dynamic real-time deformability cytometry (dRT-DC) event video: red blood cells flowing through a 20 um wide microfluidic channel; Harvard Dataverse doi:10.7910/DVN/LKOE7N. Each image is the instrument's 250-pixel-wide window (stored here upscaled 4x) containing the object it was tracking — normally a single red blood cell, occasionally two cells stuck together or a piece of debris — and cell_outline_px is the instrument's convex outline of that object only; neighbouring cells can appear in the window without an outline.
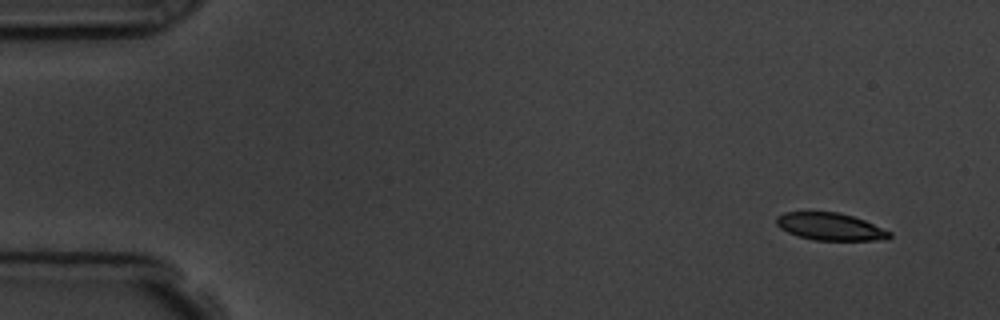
{"species": "common noctule bat (a hibernating species)", "species_latin": "Nyctalus noctula", "temperature_condition": "room temperature", "stored_images_in_passage": 4, "camera_frame_rate_fps": 3000, "um_per_image_px": 0.085, "animal": {"sex": "male", "body_mass_g": 19.5, "forearm_length_mm": 54.6}, "frame": {"image": 1, "passage_image": 1, "time_ms": 0.0, "image_size_px": [1000, 320], "cell_outline_px": [[892, 236], [888, 240], [816, 240], [796, 236], [780, 228], [776, 224], [776, 216], [784, 212], [836, 212], [852, 216], [864, 220], [892, 232]], "centroid_in_image_um": [70.57, 19.27], "position_along_channel_um": 14.4, "area_um2": 18.09}}
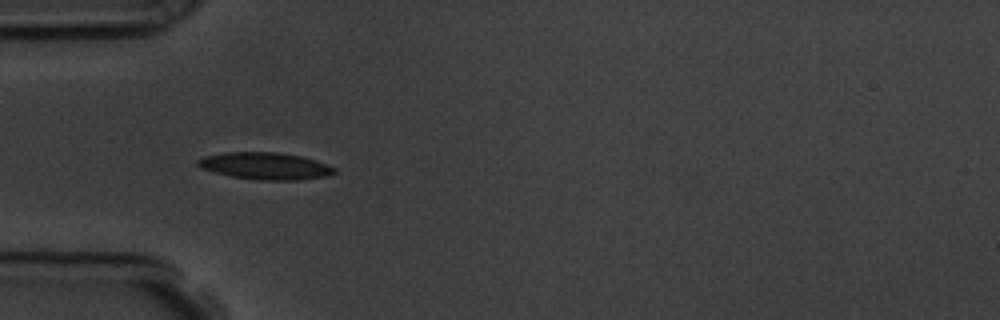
{"frame": {"image": 2, "passage_image": 4, "time_ms": 4.333, "image_size_px": [1000, 320], "cell_outline_px": [[336, 172], [328, 176], [300, 180], [260, 180], [232, 176], [200, 168], [196, 164], [196, 160], [204, 156], [224, 152], [276, 152], [300, 156], [316, 160], [336, 168]], "centroid_in_image_um": [22.55, 14.1], "position_along_channel_um": 62.4, "area_um2": 21.5}}